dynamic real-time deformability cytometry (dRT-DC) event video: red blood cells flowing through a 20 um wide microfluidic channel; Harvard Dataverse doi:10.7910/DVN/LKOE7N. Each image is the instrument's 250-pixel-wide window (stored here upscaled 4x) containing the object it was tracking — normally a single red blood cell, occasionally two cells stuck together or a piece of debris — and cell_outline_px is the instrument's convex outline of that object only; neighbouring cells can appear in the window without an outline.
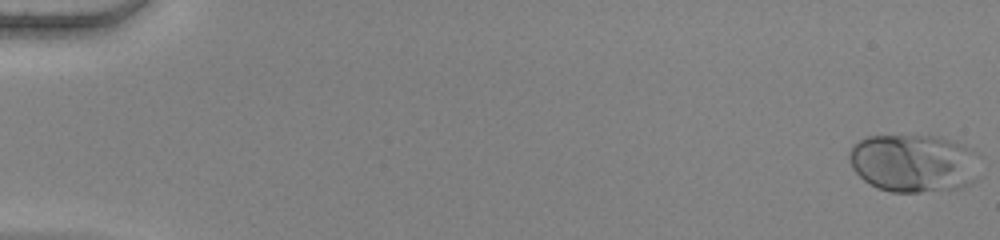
{"species": "human", "species_latin": "Homo sapiens", "temperature_condition": "warm", "stored_images_in_passage": 54, "camera_frame_rate_fps": 3000, "um_per_image_px": 0.085, "donor": {"sex": "female"}, "frame": {"image": 1, "passage_image": 1, "time_ms": 0.0, "image_size_px": [1000, 240], "cell_outline_px": [[980, 176], [972, 184], [960, 188], [920, 192], [892, 192], [876, 188], [864, 180], [852, 168], [848, 156], [848, 152], [852, 144], [868, 136], [940, 136], [956, 140], [980, 152]], "centroid_in_image_um": [77.76, 13.86], "position_along_channel_um": 7.2, "area_um2": 45.49}}
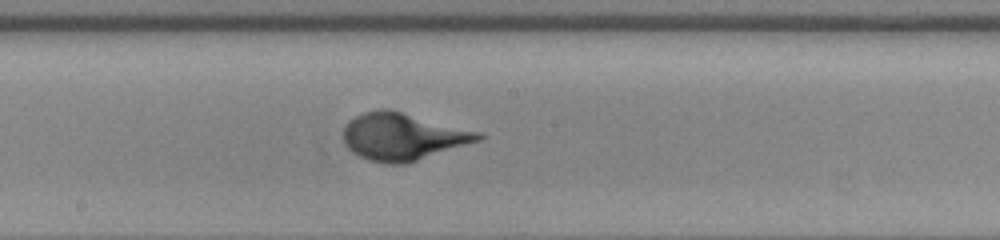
{"frame": {"image": 2, "passage_image": 31, "time_ms": 10.0, "image_size_px": [1000, 240], "cell_outline_px": [[484, 136], [480, 140], [408, 164], [384, 164], [368, 160], [352, 152], [348, 148], [344, 140], [344, 128], [356, 116], [364, 112], [380, 108], [388, 108], [480, 132]], "centroid_in_image_um": [34.24, 11.62], "position_along_channel_um": 214.0, "area_um2": 36.99}}
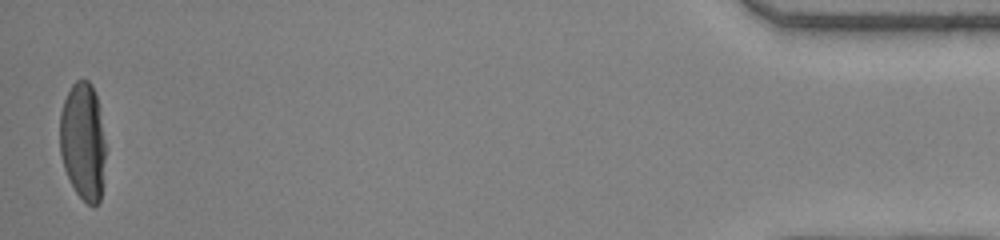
{"frame": {"image": 3, "passage_image": 54, "time_ms": 17.667, "image_size_px": [1000, 240], "cell_outline_px": [[104, 160], [100, 200], [92, 208], [76, 192], [64, 168], [60, 152], [60, 112], [64, 100], [72, 84], [76, 80], [88, 80], [92, 84], [96, 96], [104, 140]], "centroid_in_image_um": [7.03, 12.0], "position_along_channel_um": 428.2, "area_um2": 30.87}}